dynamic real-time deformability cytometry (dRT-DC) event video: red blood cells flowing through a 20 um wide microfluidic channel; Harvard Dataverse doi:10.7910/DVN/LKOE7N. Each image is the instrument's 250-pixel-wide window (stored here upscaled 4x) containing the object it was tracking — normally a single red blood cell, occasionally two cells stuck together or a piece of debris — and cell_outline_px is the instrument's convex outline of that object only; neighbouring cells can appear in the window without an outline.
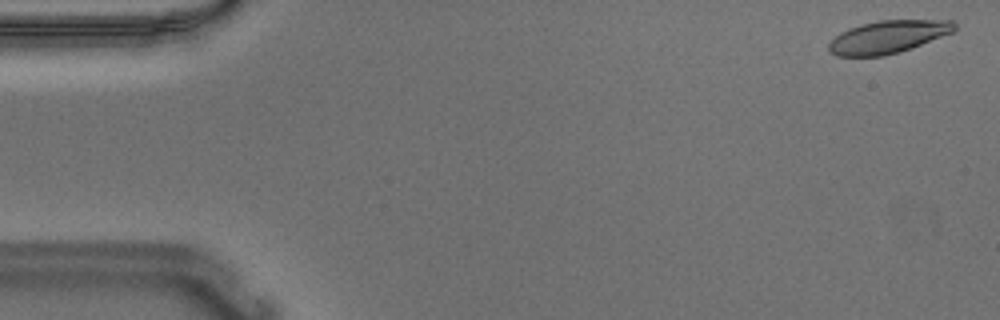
{"species": "Egyptian fruit bat (a non-hibernating species)", "species_latin": "Rousettus aegyptiacus", "temperature_condition": "warm", "stored_images_in_passage": 55, "camera_frame_rate_fps": 3000, "um_per_image_px": 0.085, "animal": {"sex": "male"}, "frame": {"image": 1, "passage_image": 2, "time_ms": 0.333, "image_size_px": [1000, 320], "cell_outline_px": [[956, 28], [952, 32], [912, 48], [900, 52], [884, 56], [836, 56], [828, 52], [828, 44], [840, 32], [848, 28], [880, 20], [952, 20], [956, 24]], "centroid_in_image_um": [75.46, 3.14], "position_along_channel_um": 9.5, "area_um2": 23.93}}
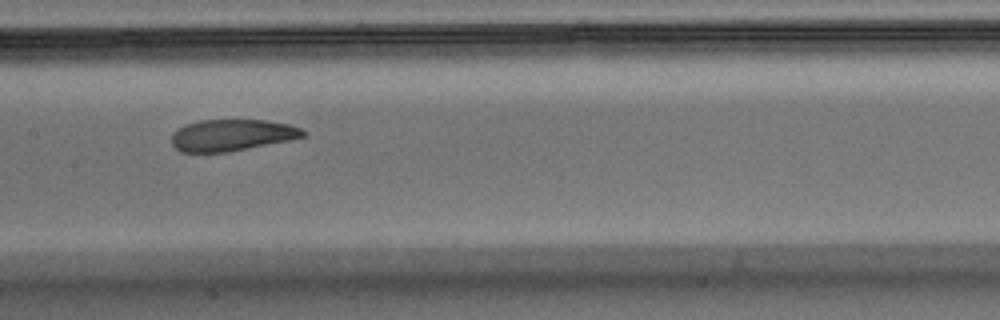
{"frame": {"image": 2, "passage_image": 27, "time_ms": 8.667, "image_size_px": [1000, 320], "cell_outline_px": [[308, 132], [304, 136], [288, 140], [228, 152], [180, 152], [172, 144], [172, 132], [188, 124], [200, 120], [264, 120], [288, 124], [300, 128]], "centroid_in_image_um": [19.7, 11.49], "position_along_channel_um": 187.7, "area_um2": 23.93}}
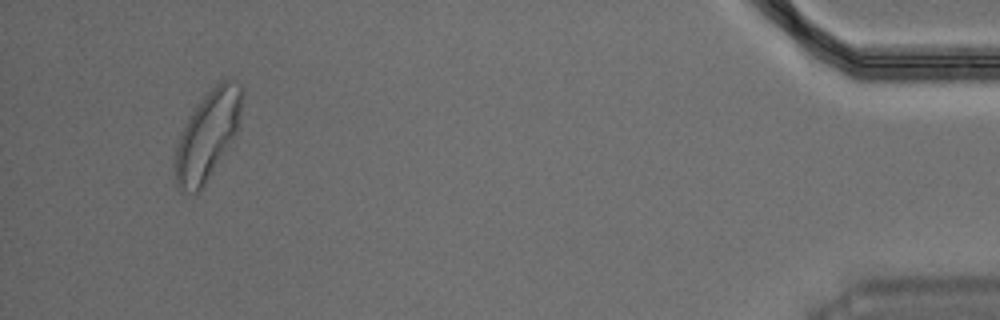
{"frame": {"image": 3, "passage_image": 52, "time_ms": 17.0, "image_size_px": [1000, 320], "cell_outline_px": [[244, 92], [240, 120], [236, 132], [232, 140], [204, 188], [196, 192], [180, 192], [176, 188], [176, 148], [180, 132], [184, 124], [196, 104], [220, 80], [228, 76], [236, 80], [244, 88]], "centroid_in_image_um": [17.67, 11.45], "position_along_channel_um": 417.5, "area_um2": 35.03}, "authors_computed_cell_mechanics": {"area_um2": 25.6632, "velocity_mm_per_s": 3.6495, "shape_relaxation_time_tau1_ms": 4.4822, "shape_relaxation_time_tau2_ms": 1.2918, "deformation_change_tau1": 0.1653, "deformation_change_tau2": 0.0722}}